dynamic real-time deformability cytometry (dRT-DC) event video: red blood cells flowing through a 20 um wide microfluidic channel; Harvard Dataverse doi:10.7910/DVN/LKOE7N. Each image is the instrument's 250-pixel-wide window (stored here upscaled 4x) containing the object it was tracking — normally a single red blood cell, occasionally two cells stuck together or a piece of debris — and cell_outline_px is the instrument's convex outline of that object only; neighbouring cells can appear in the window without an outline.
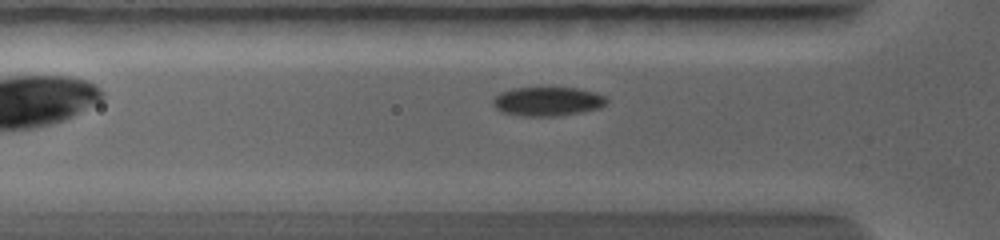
{"species": "common noctule bat (a hibernating species)", "species_latin": "Nyctalus noctula", "temperature_condition": "warm", "stored_images_in_passage": 30, "camera_frame_rate_fps": 5000, "um_per_image_px": 0.085, "animal": {"sex": "female", "body_mass_g": 19.0, "forearm_length_mm": 56.7}, "frame": {"image": 1, "passage_image": 5, "time_ms": 0.8, "image_size_px": [1000, 240], "cell_outline_px": [[608, 100], [600, 108], [560, 116], [520, 116], [500, 112], [492, 104], [492, 100], [500, 92], [512, 88], [576, 88], [596, 92], [604, 96]], "centroid_in_image_um": [46.51, 8.63], "position_along_channel_um": 79.3, "area_um2": 19.31}}
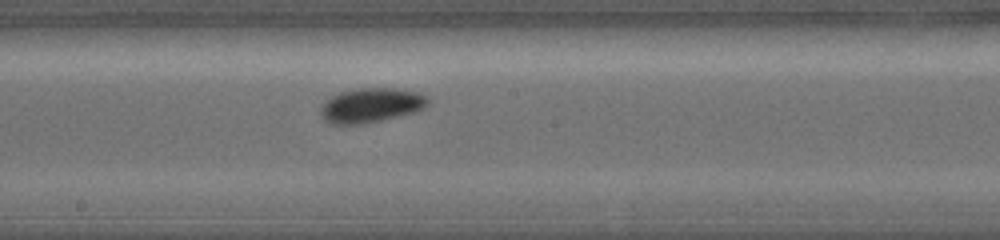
{"frame": {"image": 2, "passage_image": 13, "time_ms": 3.6, "image_size_px": [1000, 240], "cell_outline_px": [[428, 104], [424, 108], [416, 112], [364, 124], [332, 124], [324, 120], [320, 116], [320, 108], [332, 96], [340, 92], [360, 88], [392, 88], [416, 92], [428, 96]], "centroid_in_image_um": [31.54, 8.96], "position_along_channel_um": 216.7, "area_um2": 21.5}}
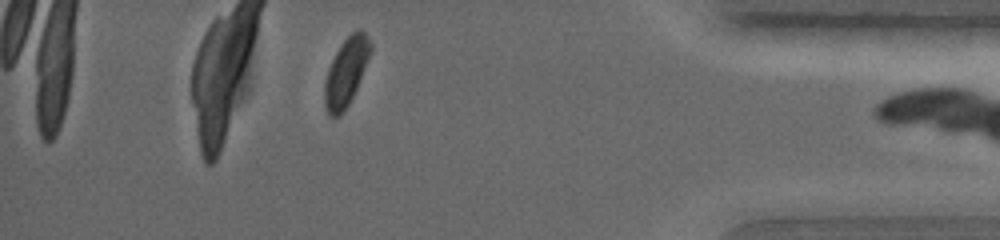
{"frame": {"image": 3, "passage_image": 28, "time_ms": 8.2, "image_size_px": [1000, 240], "cell_outline_px": [[372, 48], [356, 88], [348, 104], [340, 116], [328, 116], [324, 104], [324, 84], [328, 68], [340, 44], [356, 28], [360, 28], [368, 36], [372, 44]], "centroid_in_image_um": [29.4, 6.09], "position_along_channel_um": 405.8, "area_um2": 17.98}}